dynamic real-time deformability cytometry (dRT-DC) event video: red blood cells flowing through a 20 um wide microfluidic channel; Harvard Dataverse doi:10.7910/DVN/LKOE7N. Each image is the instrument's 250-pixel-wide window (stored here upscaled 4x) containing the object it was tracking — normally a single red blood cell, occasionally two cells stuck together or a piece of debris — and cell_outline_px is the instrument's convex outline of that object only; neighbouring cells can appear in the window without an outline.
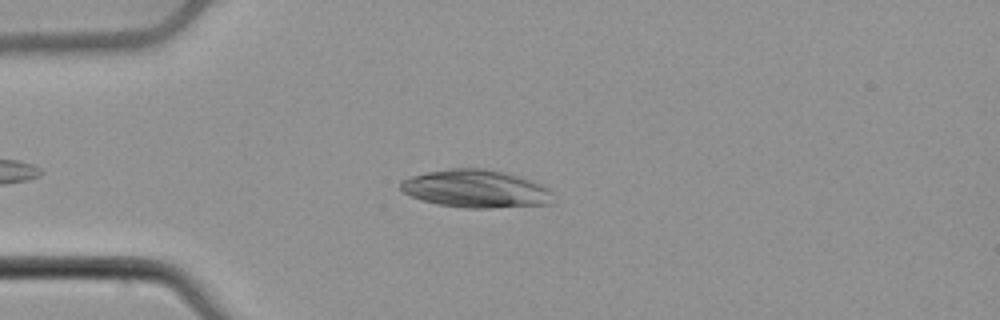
{"species": "common noctule bat (a hibernating species)", "species_latin": "Nyctalus noctula", "temperature_condition": "cold", "stored_images_in_passage": 37, "camera_frame_rate_fps": 3000, "um_per_image_px": 0.085, "animal": {"sex": "male", "body_mass_g": 21.5, "forearm_length_mm": 52.0}, "frame": {"image": 1, "passage_image": 1, "time_ms": 0.0, "image_size_px": [1000, 320], "cell_outline_px": [[552, 204], [492, 208], [464, 208], [436, 204], [412, 196], [404, 192], [400, 188], [400, 180], [412, 176], [428, 172], [448, 168], [484, 168], [504, 172], [532, 180], [548, 188], [552, 192]], "centroid_in_image_um": [40.46, 16.05], "position_along_channel_um": 44.5, "area_um2": 33.7}}
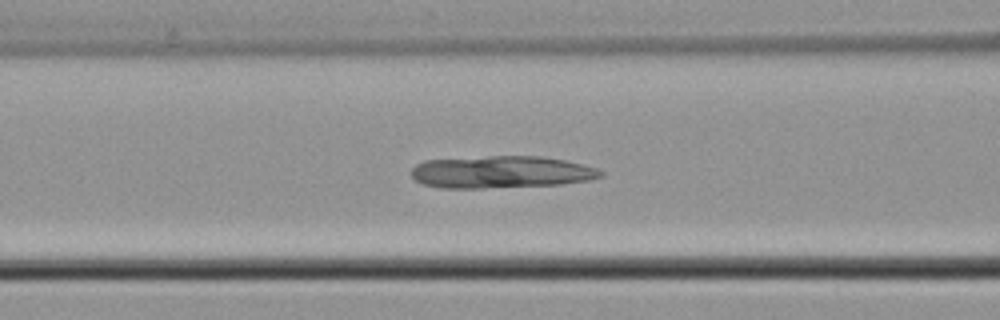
{"frame": {"image": 2, "passage_image": 9, "time_ms": 2.667, "image_size_px": [1000, 320], "cell_outline_px": [[604, 176], [592, 180], [560, 184], [480, 188], [440, 188], [424, 184], [416, 180], [412, 176], [412, 168], [416, 164], [424, 160], [488, 156], [540, 156], [564, 160], [596, 168], [604, 172]], "centroid_in_image_um": [42.6, 14.62], "position_along_channel_um": 124.0, "area_um2": 35.55}}
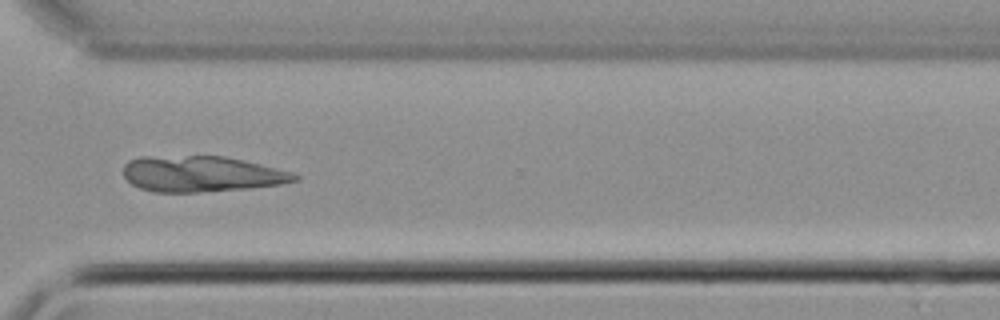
{"frame": {"image": 3, "passage_image": 27, "time_ms": 8.667, "image_size_px": [1000, 320], "cell_outline_px": [[300, 180], [280, 184], [248, 188], [200, 192], [156, 192], [140, 188], [132, 184], [124, 176], [124, 164], [128, 160], [140, 156], [224, 156], [260, 164], [292, 172], [300, 176]], "centroid_in_image_um": [17.12, 14.78], "position_along_channel_um": 353.5, "area_um2": 35.78}}